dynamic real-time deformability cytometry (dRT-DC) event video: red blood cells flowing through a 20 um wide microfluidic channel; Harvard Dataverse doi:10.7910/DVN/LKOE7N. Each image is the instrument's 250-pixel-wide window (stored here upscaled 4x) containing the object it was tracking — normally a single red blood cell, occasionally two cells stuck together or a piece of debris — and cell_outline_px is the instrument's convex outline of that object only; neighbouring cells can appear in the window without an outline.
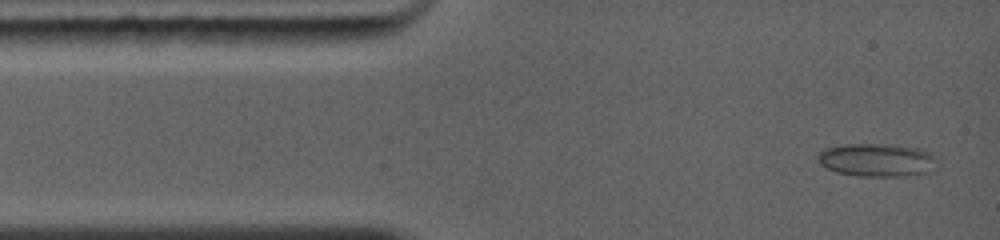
{"species": "common noctule bat (a hibernating species)", "species_latin": "Nyctalus noctula", "temperature_condition": "warm", "stored_images_in_passage": 32, "camera_frame_rate_fps": 5000, "um_per_image_px": 0.085, "animal": {"sex": "female", "body_mass_g": 19.0, "forearm_length_mm": 56.7}, "frame": {"image": 1, "passage_image": 1, "time_ms": 0.0, "image_size_px": [1000, 240], "cell_outline_px": [[932, 156], [916, 172], [888, 176], [864, 176], [836, 172], [820, 164], [820, 152], [828, 148], [848, 144], [900, 144], [916, 148]], "centroid_in_image_um": [74.27, 13.55], "position_along_channel_um": 10.7, "area_um2": 20.98}}
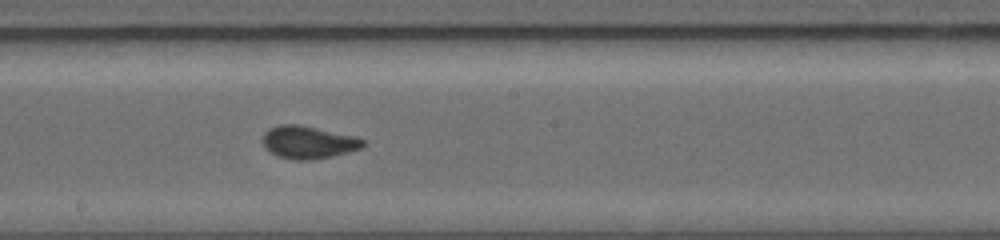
{"frame": {"image": 2, "passage_image": 14, "time_ms": 6.2, "image_size_px": [1000, 240], "cell_outline_px": [[368, 144], [360, 148], [348, 152], [332, 156], [308, 160], [296, 160], [276, 156], [264, 148], [260, 140], [264, 132], [268, 128], [280, 124], [296, 124], [356, 136], [364, 140]], "centroid_in_image_um": [26.16, 12.09], "position_along_channel_um": 222.0, "area_um2": 19.31}}
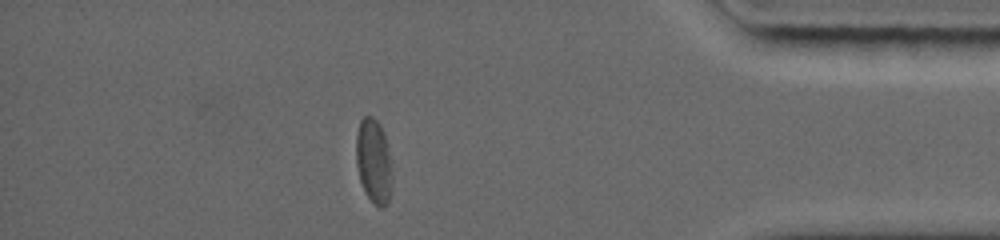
{"frame": {"image": 3, "passage_image": 27, "time_ms": 11.2, "image_size_px": [1000, 240], "cell_outline_px": [[392, 180], [388, 204], [384, 208], [380, 208], [364, 192], [360, 180], [356, 164], [356, 132], [360, 120], [364, 116], [372, 116], [380, 124], [384, 132], [388, 144], [392, 168]], "centroid_in_image_um": [31.77, 13.68], "position_along_channel_um": 403.4, "area_um2": 18.09}, "authors_computed_cell_mechanics": {"area_um2": 18.5249, "velocity_mm_per_s": 4.3444, "shape_relaxation_time_tau1_ms": 5.7321, "shape_relaxation_time_tau2_ms": null, "deformation_change_tau1": 0.1234, "deformation_change_tau2": null}}